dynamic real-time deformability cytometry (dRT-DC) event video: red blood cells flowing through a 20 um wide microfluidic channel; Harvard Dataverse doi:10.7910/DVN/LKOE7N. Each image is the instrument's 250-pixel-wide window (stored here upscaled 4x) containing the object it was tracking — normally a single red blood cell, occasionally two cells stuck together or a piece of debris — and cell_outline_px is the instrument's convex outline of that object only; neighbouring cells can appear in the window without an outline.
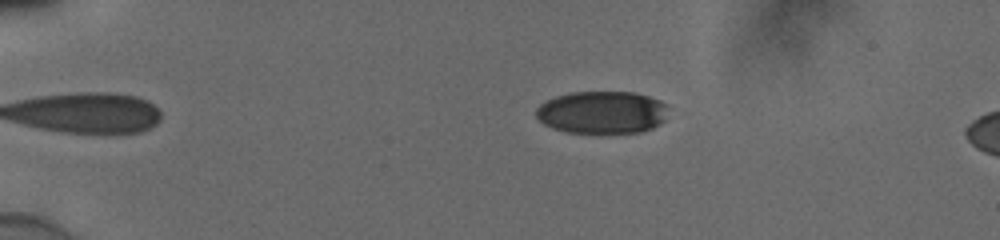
{"species": "human", "species_latin": "Homo sapiens", "temperature_condition": "cold", "stored_images_in_passage": 15, "camera_frame_rate_fps": 3000, "um_per_image_px": 0.085, "donor": {"sex": "male"}, "frame": {"image": 1, "passage_image": 9, "time_ms": 2.667, "image_size_px": [1000, 240], "cell_outline_px": [[668, 104], [664, 120], [660, 124], [652, 128], [640, 132], [568, 132], [552, 128], [544, 124], [536, 116], [536, 108], [540, 104], [556, 96], [572, 92], [636, 92], [660, 100]], "centroid_in_image_um": [51.19, 9.54], "position_along_channel_um": 33.8, "area_um2": 32.66}}